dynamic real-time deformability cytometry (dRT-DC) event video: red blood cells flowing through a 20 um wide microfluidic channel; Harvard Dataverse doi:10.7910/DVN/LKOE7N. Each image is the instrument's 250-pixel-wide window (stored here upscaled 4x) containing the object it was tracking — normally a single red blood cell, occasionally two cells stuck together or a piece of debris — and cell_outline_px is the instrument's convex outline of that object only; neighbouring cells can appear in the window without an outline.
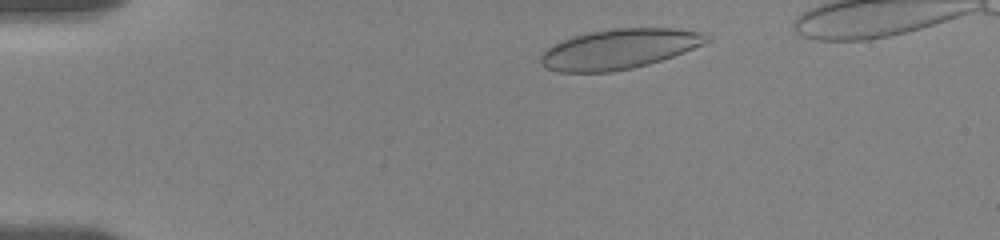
{"species": "human", "species_latin": "Homo sapiens", "temperature_condition": "room temperature", "stored_images_in_passage": 21, "camera_frame_rate_fps": 3000, "um_per_image_px": 0.085, "donor": {"sex": "female"}, "frame": {"image": 1, "passage_image": 2, "time_ms": 1.0, "image_size_px": [1000, 240], "cell_outline_px": [[712, 40], [704, 44], [684, 52], [648, 64], [632, 68], [612, 72], [556, 72], [548, 68], [540, 60], [540, 56], [544, 48], [552, 44], [572, 36], [612, 28], [672, 28], [700, 32]], "centroid_in_image_um": [52.59, 4.17], "position_along_channel_um": 32.4, "area_um2": 38.55}}
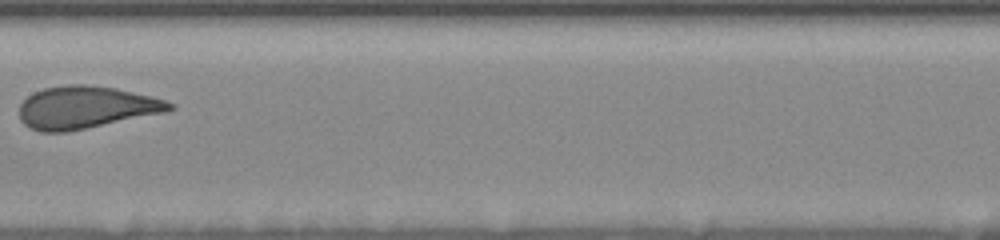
{"frame": {"image": 2, "passage_image": 11, "time_ms": 7.333, "image_size_px": [1000, 240], "cell_outline_px": [[176, 108], [164, 112], [68, 132], [40, 132], [24, 124], [20, 120], [20, 104], [32, 92], [44, 88], [68, 84], [84, 84], [116, 88], [152, 96], [176, 104]], "centroid_in_image_um": [7.29, 9.12], "position_along_channel_um": 200.1, "area_um2": 37.11}}
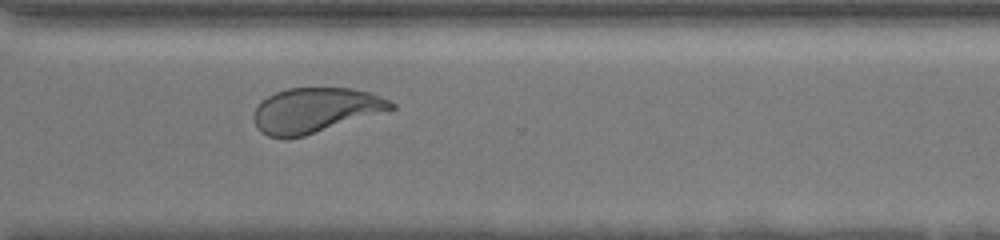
{"frame": {"image": 3, "passage_image": 17, "time_ms": 11.333, "image_size_px": [1000, 240], "cell_outline_px": [[396, 108], [388, 112], [304, 136], [284, 140], [268, 136], [260, 132], [256, 128], [252, 116], [260, 100], [276, 92], [288, 88], [352, 88], [368, 92], [388, 100], [396, 104]], "centroid_in_image_um": [26.78, 9.4], "position_along_channel_um": 343.8, "area_um2": 36.53}, "authors_computed_cell_mechanics": {"area_um2": 37.1076, "velocity_mm_per_s": 3.5914, "shape_relaxation_time_tau1_ms": 3.1243, "shape_relaxation_time_tau2_ms": null, "deformation_change_tau1": 0.1274, "deformation_change_tau2": null}}